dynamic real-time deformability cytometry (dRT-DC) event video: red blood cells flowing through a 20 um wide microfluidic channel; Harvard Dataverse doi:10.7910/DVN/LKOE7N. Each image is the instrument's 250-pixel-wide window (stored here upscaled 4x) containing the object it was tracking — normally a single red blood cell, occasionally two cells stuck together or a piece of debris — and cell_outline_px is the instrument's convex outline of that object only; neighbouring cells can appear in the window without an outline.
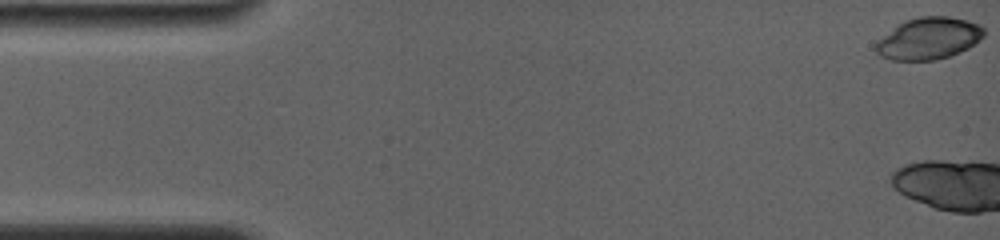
{"species": "common noctule bat (a hibernating species)", "species_latin": "Nyctalus noctula", "temperature_condition": "room temperature", "stored_images_in_passage": 5, "camera_frame_rate_fps": 4000, "um_per_image_px": 0.085, "animal": {"sex": "female", "body_mass_g": 19.0, "forearm_length_mm": 56.7}, "frame": {"image": 1, "passage_image": 1, "time_ms": 0.0, "image_size_px": [1000, 240], "cell_outline_px": [[984, 36], [980, 40], [968, 48], [960, 52], [936, 60], [892, 60], [880, 56], [876, 52], [876, 40], [904, 20], [920, 16], [948, 16], [968, 20], [980, 24], [984, 28]], "centroid_in_image_um": [78.95, 3.26], "position_along_channel_um": 6.1, "area_um2": 26.53}}